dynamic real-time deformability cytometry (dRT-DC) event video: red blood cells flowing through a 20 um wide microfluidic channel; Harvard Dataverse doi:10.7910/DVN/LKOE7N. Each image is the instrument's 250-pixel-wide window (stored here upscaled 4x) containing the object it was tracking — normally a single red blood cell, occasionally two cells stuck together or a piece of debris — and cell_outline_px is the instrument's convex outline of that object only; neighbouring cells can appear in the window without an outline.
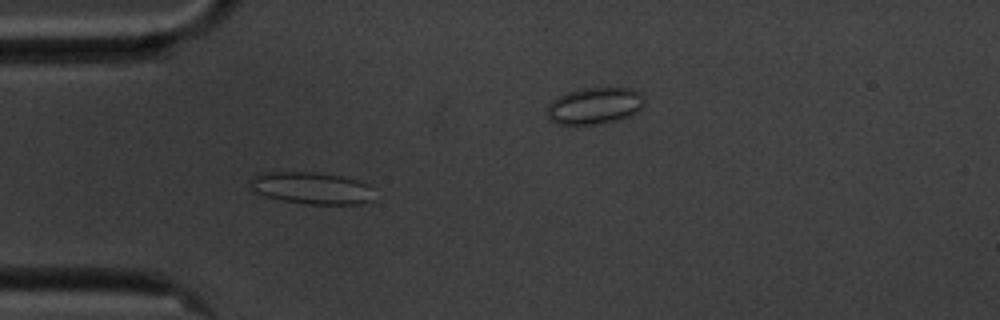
{"species": "common noctule bat (a hibernating species)", "species_latin": "Nyctalus noctula", "temperature_condition": "cold", "stored_images_in_passage": 57, "camera_frame_rate_fps": 3000, "um_per_image_px": 0.085, "animal": {"sex": "male", "body_mass_g": 20.1, "forearm_length_mm": 53.5}, "frame": {"image": 1, "passage_image": 16, "time_ms": 5.0, "image_size_px": [1000, 320], "cell_outline_px": [[376, 200], [360, 204], [304, 204], [280, 200], [264, 196], [252, 192], [248, 180], [256, 172], [312, 172], [340, 176], [356, 180], [368, 184]], "centroid_in_image_um": [26.41, 15.99], "position_along_channel_um": 58.6, "area_um2": 23.58}}
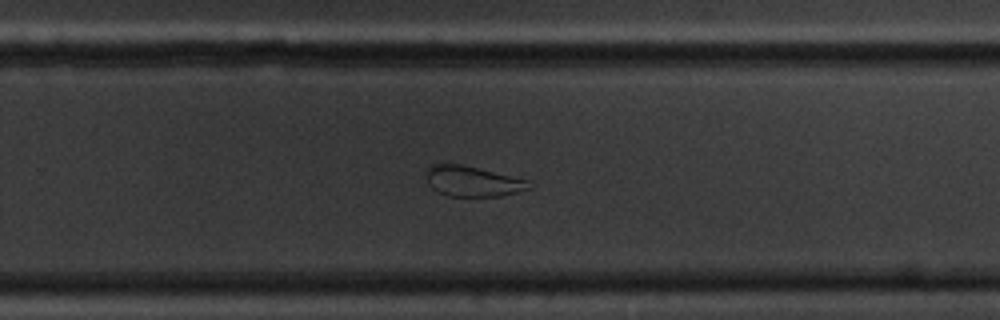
{"frame": {"image": 2, "passage_image": 36, "time_ms": 11.667, "image_size_px": [1000, 320], "cell_outline_px": [[536, 184], [532, 188], [500, 196], [448, 196], [436, 192], [428, 184], [424, 172], [432, 164], [460, 164], [528, 180]], "centroid_in_image_um": [40.16, 15.42], "position_along_channel_um": 289.6, "area_um2": 18.32}}
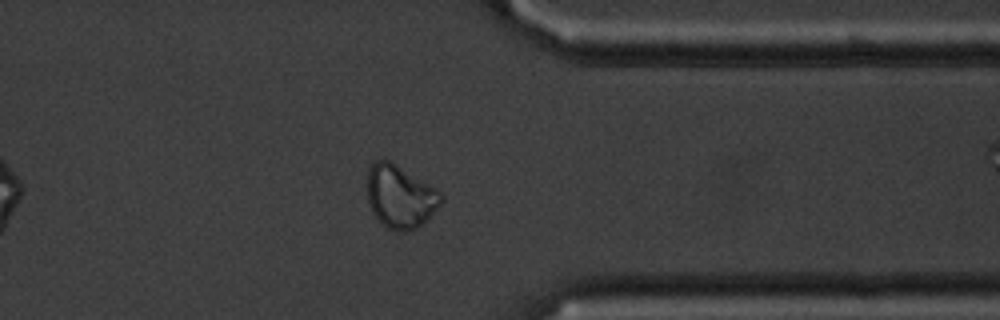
{"frame": {"image": 3, "passage_image": 44, "time_ms": 14.333, "image_size_px": [1000, 320], "cell_outline_px": [[444, 200], [416, 228], [408, 232], [396, 232], [388, 228], [372, 212], [368, 204], [368, 168], [376, 160], [384, 156], [392, 160], [436, 188], [444, 196]], "centroid_in_image_um": [34.0, 16.65], "position_along_channel_um": 377.4, "area_um2": 27.28}, "authors_computed_cell_mechanics": {"area_um2": 25.6632, "velocity_mm_per_s": 3.5217, "shape_relaxation_time_tau1_ms": null, "shape_relaxation_time_tau2_ms": 1.6229, "deformation_change_tau1": null, "deformation_change_tau2": 0.074}}